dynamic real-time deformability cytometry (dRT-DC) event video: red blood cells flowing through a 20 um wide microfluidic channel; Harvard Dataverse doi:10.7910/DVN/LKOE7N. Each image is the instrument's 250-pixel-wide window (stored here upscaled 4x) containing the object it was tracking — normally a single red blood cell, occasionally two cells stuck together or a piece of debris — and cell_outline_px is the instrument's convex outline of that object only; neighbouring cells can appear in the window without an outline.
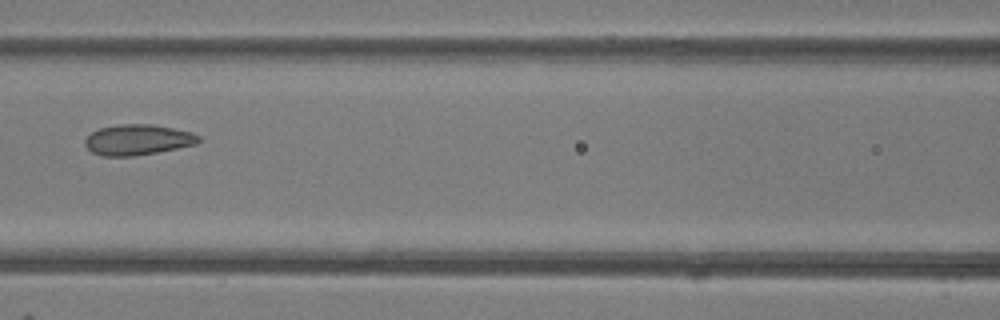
{"species": "common noctule bat (a hibernating species)", "species_latin": "Nyctalus noctula", "temperature_condition": "room temperature", "stored_images_in_passage": 6, "camera_frame_rate_fps": 3000, "um_per_image_px": 0.085, "animal": {"sex": "female"}, "frame": {"image": 1, "passage_image": 6, "time_ms": 6.667, "image_size_px": [1000, 320], "cell_outline_px": [[200, 140], [196, 144], [136, 156], [100, 156], [92, 152], [84, 144], [84, 140], [92, 132], [100, 128], [120, 124], [152, 124], [192, 132], [200, 136]], "centroid_in_image_um": [11.69, 11.88], "position_along_channel_um": 154.9, "area_um2": 20.17}}